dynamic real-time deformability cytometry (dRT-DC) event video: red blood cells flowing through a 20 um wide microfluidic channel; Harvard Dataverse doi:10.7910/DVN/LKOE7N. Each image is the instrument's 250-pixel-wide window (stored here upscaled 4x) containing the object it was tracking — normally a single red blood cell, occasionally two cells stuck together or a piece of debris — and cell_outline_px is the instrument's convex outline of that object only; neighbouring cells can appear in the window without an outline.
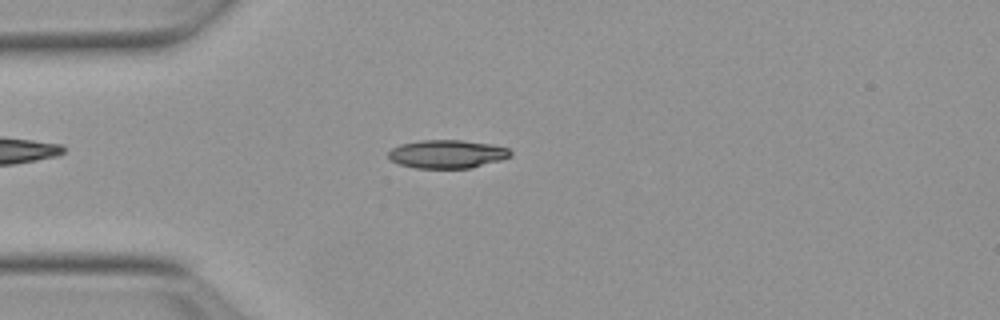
{"species": "Egyptian fruit bat (a non-hibernating species)", "species_latin": "Rousettus aegyptiacus", "temperature_condition": "warm", "stored_images_in_passage": 52, "camera_frame_rate_fps": 3000, "um_per_image_px": 0.085, "animal": {"sex": "female"}, "frame": {"image": 1, "passage_image": 13, "time_ms": 4.0, "image_size_px": [1000, 320], "cell_outline_px": [[512, 156], [500, 160], [472, 168], [416, 168], [400, 164], [392, 160], [388, 156], [388, 152], [392, 148], [400, 144], [420, 140], [460, 140], [492, 144], [508, 148], [512, 152]], "centroid_in_image_um": [38.02, 13.09], "position_along_channel_um": 47.0, "area_um2": 20.17}}
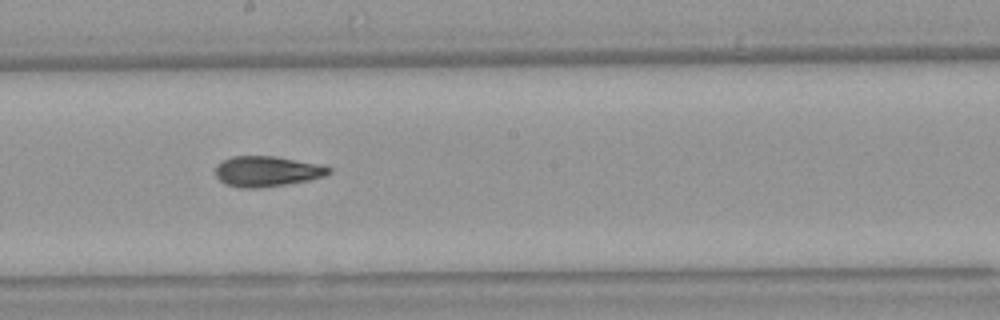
{"frame": {"image": 2, "passage_image": 28, "time_ms": 9.0, "image_size_px": [1000, 320], "cell_outline_px": [[332, 172], [324, 176], [308, 180], [284, 184], [256, 188], [240, 188], [224, 184], [216, 176], [216, 164], [232, 156], [276, 156], [320, 164], [332, 168]], "centroid_in_image_um": [22.69, 14.55], "position_along_channel_um": 225.5, "area_um2": 20.11}}
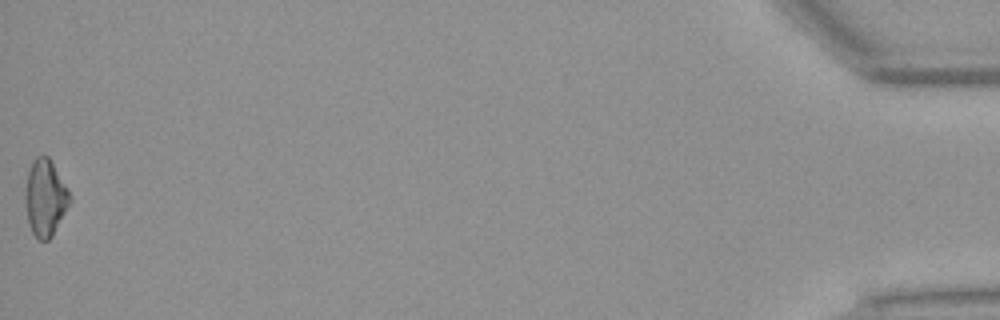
{"frame": {"image": 3, "passage_image": 52, "time_ms": 17.0, "image_size_px": [1000, 320], "cell_outline_px": [[72, 200], [52, 236], [48, 240], [40, 240], [32, 232], [28, 224], [24, 200], [24, 192], [28, 172], [32, 160], [36, 156], [48, 156], [68, 188], [72, 196]], "centroid_in_image_um": [3.84, 16.81], "position_along_channel_um": 431.4, "area_um2": 20.06}, "authors_computed_cell_mechanics": {"area_um2": 19.652, "velocity_mm_per_s": 3.8595, "shape_relaxation_time_tau1_ms": 5.3826, "shape_relaxation_time_tau2_ms": 3.1563, "deformation_change_tau1": 0.1647, "deformation_change_tau2": 0.1006}}